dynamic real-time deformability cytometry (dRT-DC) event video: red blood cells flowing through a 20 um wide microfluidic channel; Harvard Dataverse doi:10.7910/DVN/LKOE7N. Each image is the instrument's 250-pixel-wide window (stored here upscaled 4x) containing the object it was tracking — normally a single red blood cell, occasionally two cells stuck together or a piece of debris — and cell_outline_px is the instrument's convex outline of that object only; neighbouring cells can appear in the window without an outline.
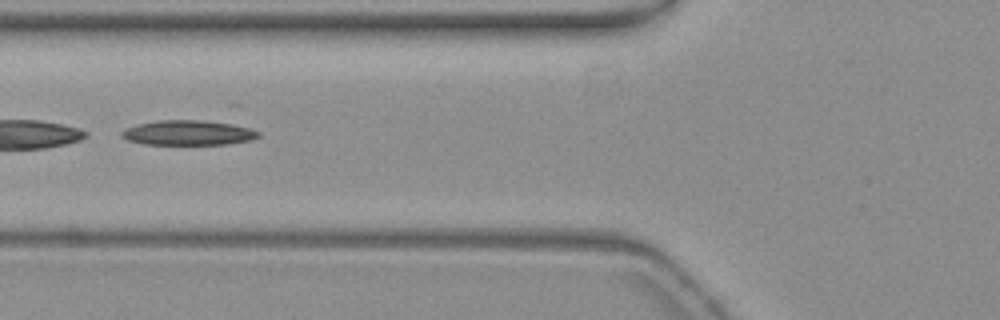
{"species": "common noctule bat (a hibernating species)", "species_latin": "Nyctalus noctula", "temperature_condition": "warm", "stored_images_in_passage": 40, "camera_frame_rate_fps": 3000, "um_per_image_px": 0.085, "animal": {"sex": "female", "body_mass_g": 19.3, "forearm_length_mm": 54.1}, "frame": {"image": 1, "passage_image": 8, "time_ms": 2.333, "image_size_px": [1000, 320], "cell_outline_px": [[260, 136], [252, 140], [228, 144], [144, 144], [128, 140], [120, 136], [120, 132], [124, 128], [140, 124], [160, 120], [204, 120], [232, 124], [252, 128], [260, 132]], "centroid_in_image_um": [16.02, 11.28], "position_along_channel_um": 109.8, "area_um2": 19.88}}
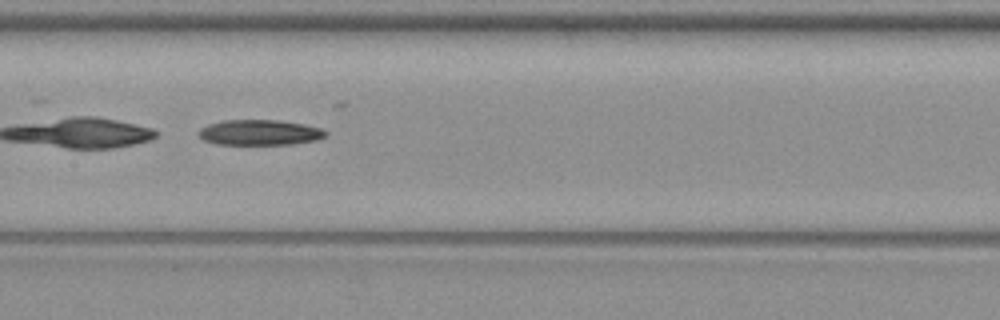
{"frame": {"image": 2, "passage_image": 14, "time_ms": 4.333, "image_size_px": [1000, 320], "cell_outline_px": [[328, 136], [316, 140], [296, 144], [216, 144], [204, 140], [196, 136], [196, 132], [200, 128], [208, 124], [224, 120], [280, 120], [304, 124], [324, 128], [328, 132]], "centroid_in_image_um": [22.09, 11.26], "position_along_channel_um": 185.3, "area_um2": 19.19}}
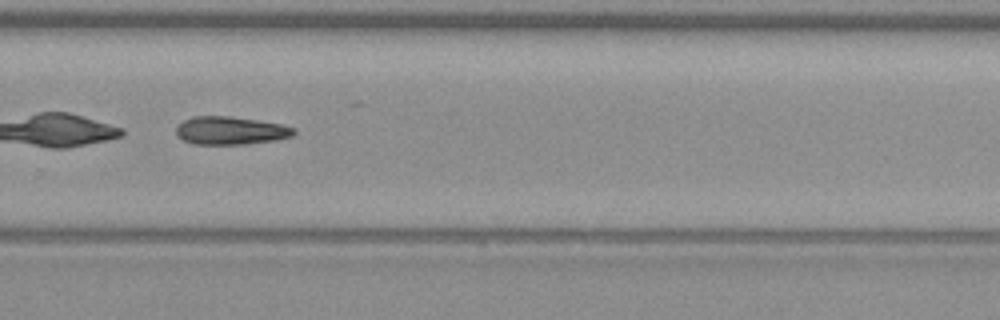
{"frame": {"image": 3, "passage_image": 24, "time_ms": 7.667, "image_size_px": [1000, 320], "cell_outline_px": [[296, 132], [292, 136], [276, 140], [244, 144], [192, 144], [176, 136], [176, 128], [184, 120], [192, 116], [228, 116], [256, 120], [280, 124], [296, 128]], "centroid_in_image_um": [19.59, 11.1], "position_along_channel_um": 310.2, "area_um2": 19.19}}